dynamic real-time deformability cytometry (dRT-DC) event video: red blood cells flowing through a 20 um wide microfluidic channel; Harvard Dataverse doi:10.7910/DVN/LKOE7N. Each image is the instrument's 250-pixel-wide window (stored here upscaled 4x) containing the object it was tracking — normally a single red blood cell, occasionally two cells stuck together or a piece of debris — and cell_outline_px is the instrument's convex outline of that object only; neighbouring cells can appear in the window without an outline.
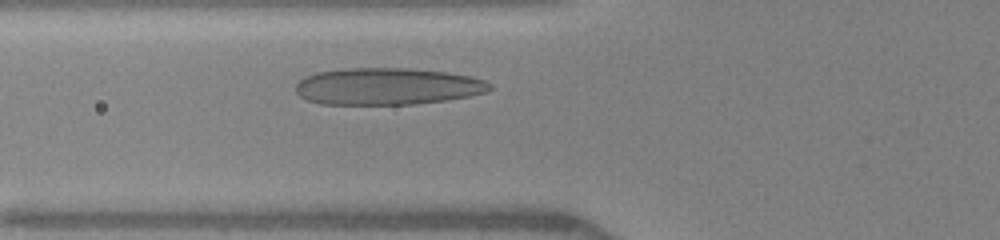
{"species": "human", "species_latin": "Homo sapiens", "temperature_condition": "warm", "stored_images_in_passage": 32, "camera_frame_rate_fps": 3000, "um_per_image_px": 0.085, "donor": {"sex": "female"}, "frame": {"image": 1, "passage_image": 8, "time_ms": 2.333, "image_size_px": [1000, 240], "cell_outline_px": [[492, 88], [488, 92], [468, 96], [444, 100], [412, 104], [320, 104], [308, 100], [300, 96], [296, 92], [296, 84], [300, 80], [316, 72], [344, 68], [408, 68], [448, 72], [468, 76], [484, 80], [492, 84]], "centroid_in_image_um": [32.93, 7.33], "position_along_channel_um": 92.9, "area_um2": 41.67}}
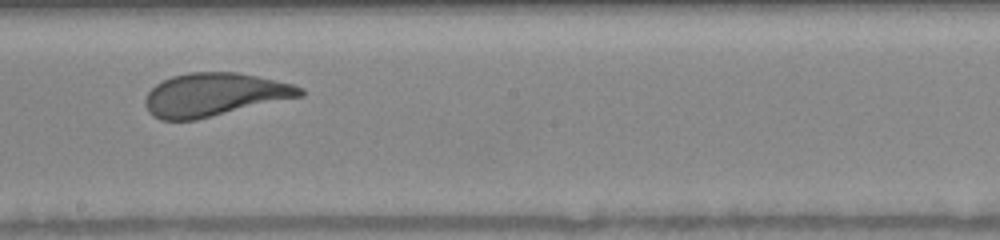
{"frame": {"image": 2, "passage_image": 18, "time_ms": 5.667, "image_size_px": [1000, 240], "cell_outline_px": [[304, 96], [196, 120], [160, 120], [152, 116], [148, 112], [144, 104], [144, 100], [148, 92], [156, 84], [172, 76], [188, 72], [236, 72], [256, 76], [292, 84], [304, 88]], "centroid_in_image_um": [18.21, 8.06], "position_along_channel_um": 230.0, "area_um2": 39.13}}
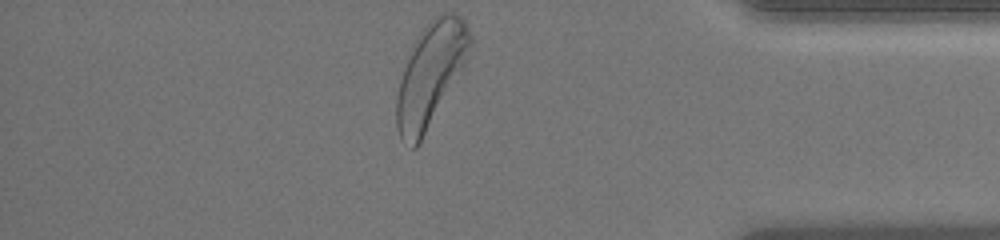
{"frame": {"image": 3, "passage_image": 32, "time_ms": 10.333, "image_size_px": [1000, 240], "cell_outline_px": [[472, 44], [464, 68], [416, 148], [412, 148], [400, 140], [396, 128], [396, 100], [400, 80], [408, 48], [420, 32], [436, 16], [444, 12], [456, 12], [464, 20], [472, 36]], "centroid_in_image_um": [36.59, 6.31], "position_along_channel_um": 398.6, "area_um2": 44.39}, "authors_computed_cell_mechanics": {"area_um2": 39.8242, "velocity_mm_per_s": 4.0947, "shape_relaxation_time_tau1_ms": 3.2081, "shape_relaxation_time_tau2_ms": 0.8366, "deformation_change_tau1": 0.1759, "deformation_change_tau2": 0.0573}}